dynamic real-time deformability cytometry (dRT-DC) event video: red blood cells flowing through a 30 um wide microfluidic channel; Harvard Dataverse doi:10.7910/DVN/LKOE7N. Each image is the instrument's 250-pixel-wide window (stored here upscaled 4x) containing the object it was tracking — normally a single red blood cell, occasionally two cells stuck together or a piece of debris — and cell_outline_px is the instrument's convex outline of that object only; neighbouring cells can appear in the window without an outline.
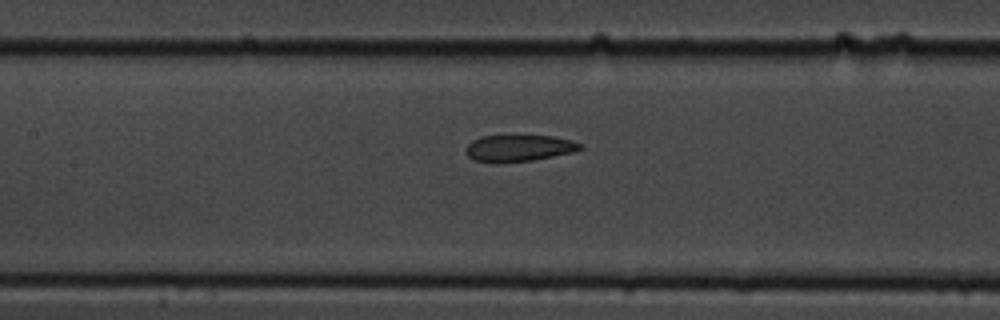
{"species": "common noctule bat (a hibernating species)", "species_latin": "Nyctalus noctula", "temperature_condition": "cold", "stored_images_in_passage": 8, "segment_of_instrument_passage": [2, 2], "camera_frame_rate_fps": 3000, "um_per_image_px": 0.085, "animal": {"sex": "male", "body_mass_g": 19.5, "forearm_length_mm": 54.6}, "frame": {"image": 1, "passage_image": 8, "time_ms": 8.333, "image_size_px": [1000, 320], "cell_outline_px": [[584, 148], [572, 152], [532, 160], [476, 160], [468, 156], [464, 152], [464, 148], [472, 140], [480, 136], [552, 136], [568, 140], [580, 144]], "centroid_in_image_um": [44.08, 12.55], "position_along_channel_um": 163.3, "area_um2": 16.88}}